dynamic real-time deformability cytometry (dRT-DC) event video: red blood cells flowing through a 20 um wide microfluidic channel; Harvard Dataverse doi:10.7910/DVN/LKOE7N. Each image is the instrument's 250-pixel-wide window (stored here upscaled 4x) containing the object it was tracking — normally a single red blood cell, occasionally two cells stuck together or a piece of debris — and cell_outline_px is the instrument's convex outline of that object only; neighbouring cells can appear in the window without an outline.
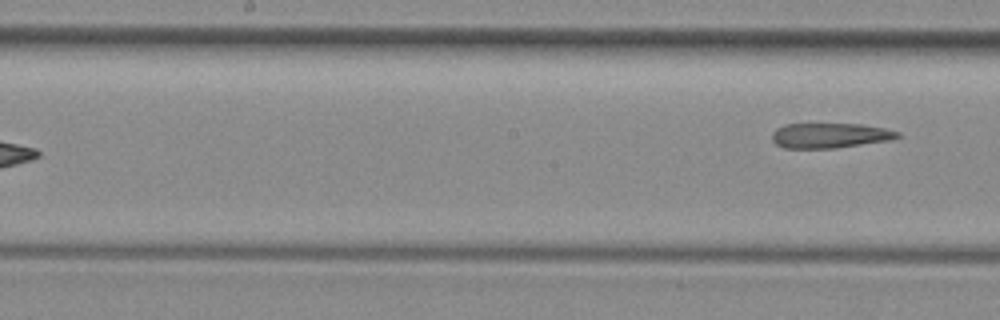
{"species": "common noctule bat (a hibernating species)", "species_latin": "Nyctalus noctula", "temperature_condition": "room temperature", "stored_images_in_passage": 8, "segment_of_instrument_passage": [2, 2], "camera_frame_rate_fps": 3000, "um_per_image_px": 0.085, "animal": {"sex": "female", "body_mass_g": 29.2, "forearm_length_mm": 56.3}, "frame": {"image": 1, "passage_image": 8, "time_ms": 2.333, "image_size_px": [1000, 320], "cell_outline_px": [[900, 136], [892, 140], [836, 148], [784, 148], [776, 144], [772, 140], [772, 132], [776, 128], [784, 124], [860, 124], [884, 128], [900, 132]], "centroid_in_image_um": [70.53, 11.52], "position_along_channel_um": 177.7, "area_um2": 18.38}}